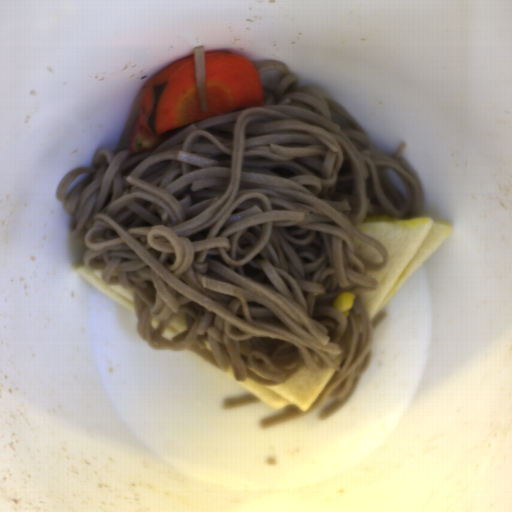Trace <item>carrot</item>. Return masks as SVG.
Masks as SVG:
<instances>
[{"label":"carrot","mask_w":512,"mask_h":512,"mask_svg":"<svg viewBox=\"0 0 512 512\" xmlns=\"http://www.w3.org/2000/svg\"><path fill=\"white\" fill-rule=\"evenodd\" d=\"M204 74L207 111H203L197 92L194 54L174 61L148 80L140 100L138 123L152 132L148 122L155 106L153 87L163 84L154 114L155 135L238 108L264 107L259 72L243 56L231 50L206 51Z\"/></svg>","instance_id":"b8716197"}]
</instances>
